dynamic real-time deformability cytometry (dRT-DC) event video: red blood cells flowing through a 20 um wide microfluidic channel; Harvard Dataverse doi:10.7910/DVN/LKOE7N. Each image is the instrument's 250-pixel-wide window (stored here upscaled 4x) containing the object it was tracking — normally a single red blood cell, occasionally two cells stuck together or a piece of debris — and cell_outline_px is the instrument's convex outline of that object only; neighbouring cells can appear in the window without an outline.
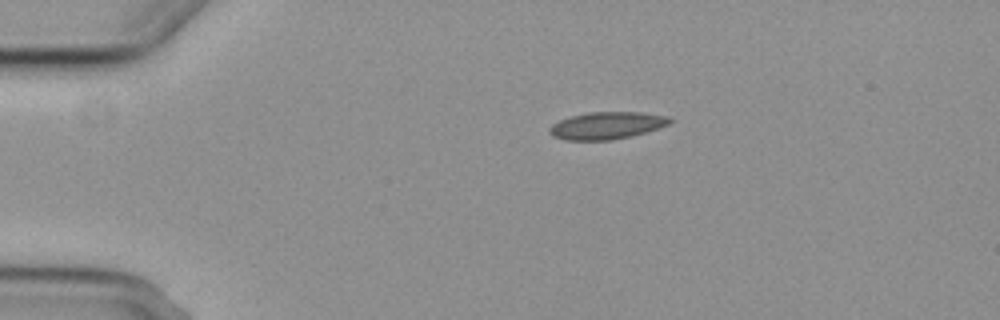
{"species": "common noctule bat (a hibernating species)", "species_latin": "Nyctalus noctula", "temperature_condition": "cold", "stored_images_in_passage": 2, "camera_frame_rate_fps": 3000, "um_per_image_px": 0.085, "animal": {"sex": "female", "body_mass_g": 29.2, "forearm_length_mm": 56.3}, "frame": {"image": 1, "passage_image": 1, "time_ms": 0.0, "image_size_px": [1000, 320], "cell_outline_px": [[676, 120], [660, 128], [632, 136], [612, 140], [564, 140], [552, 136], [548, 132], [548, 128], [552, 124], [560, 120], [572, 116], [588, 112], [640, 112], [668, 116]], "centroid_in_image_um": [51.59, 10.67], "position_along_channel_um": 33.4, "area_um2": 19.31}}